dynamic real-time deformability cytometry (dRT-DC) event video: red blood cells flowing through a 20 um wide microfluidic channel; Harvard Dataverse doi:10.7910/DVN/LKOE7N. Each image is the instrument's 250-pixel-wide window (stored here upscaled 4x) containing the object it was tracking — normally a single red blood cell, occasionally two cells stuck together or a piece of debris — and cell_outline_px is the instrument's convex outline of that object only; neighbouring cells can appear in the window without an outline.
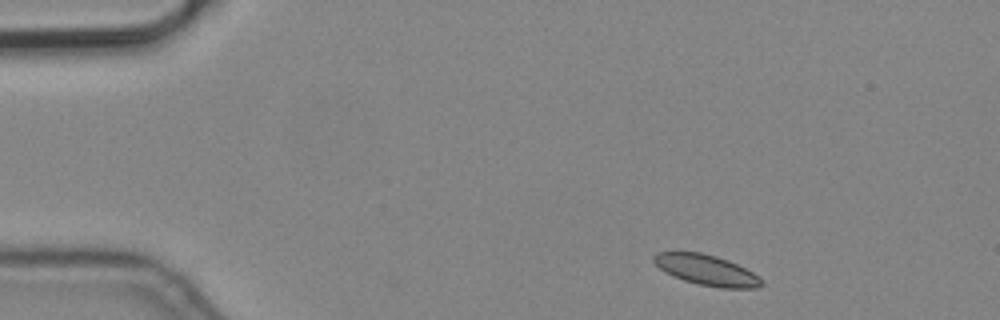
{"species": "common noctule bat (a hibernating species)", "species_latin": "Nyctalus noctula", "temperature_condition": "cold", "stored_images_in_passage": 3, "camera_frame_rate_fps": 3000, "um_per_image_px": 0.085, "animal": {"sex": "male", "body_mass_g": 19.2, "forearm_length_mm": 51.8}, "frame": {"image": 1, "passage_image": 1, "time_ms": 0.0, "image_size_px": [1000, 320], "cell_outline_px": [[764, 284], [756, 288], [720, 288], [700, 284], [684, 280], [664, 272], [652, 260], [652, 256], [656, 252], [700, 252], [716, 256], [728, 260], [760, 276], [764, 280]], "centroid_in_image_um": [60.07, 22.95], "position_along_channel_um": 24.9, "area_um2": 19.13}}
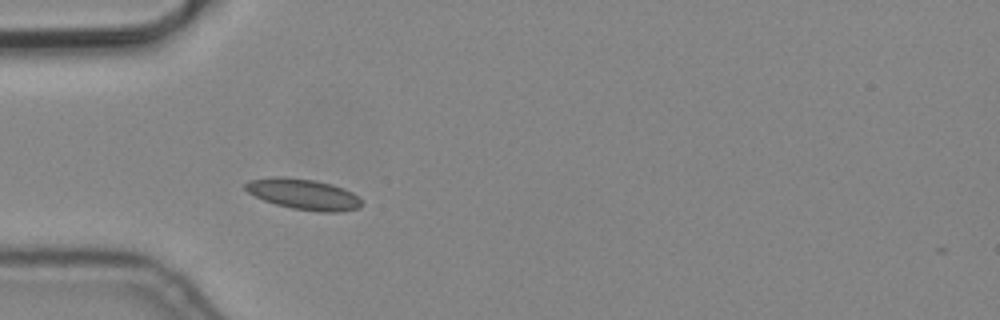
{"frame": {"image": 2, "passage_image": 3, "time_ms": 0.667, "image_size_px": [1000, 320], "cell_outline_px": [[364, 204], [360, 208], [340, 212], [320, 212], [292, 208], [276, 204], [264, 200], [248, 192], [244, 188], [244, 184], [248, 180], [272, 176], [288, 176], [316, 180], [332, 184], [344, 188], [352, 192]], "centroid_in_image_um": [25.8, 16.49], "position_along_channel_um": 59.2, "area_um2": 21.1}}